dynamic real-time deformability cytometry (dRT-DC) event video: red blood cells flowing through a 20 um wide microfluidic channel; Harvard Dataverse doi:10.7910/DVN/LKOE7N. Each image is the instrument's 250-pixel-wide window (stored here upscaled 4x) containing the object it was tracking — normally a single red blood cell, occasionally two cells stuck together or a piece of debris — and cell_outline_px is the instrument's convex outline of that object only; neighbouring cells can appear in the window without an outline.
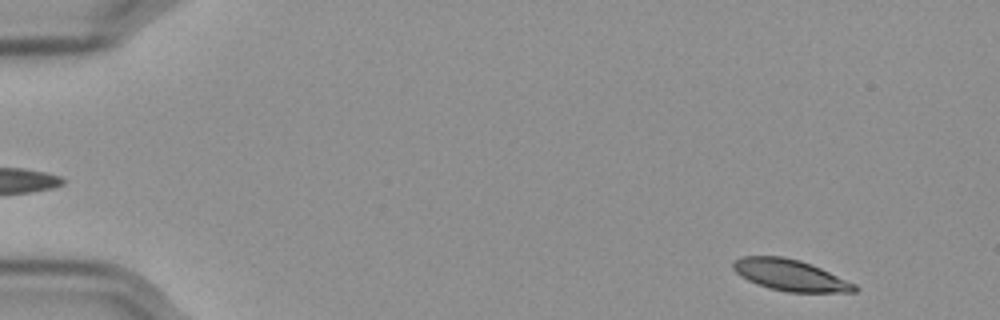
{"species": "Egyptian fruit bat (a non-hibernating species)", "species_latin": "Rousettus aegyptiacus", "temperature_condition": "cold", "stored_images_in_passage": 55, "camera_frame_rate_fps": 3000, "um_per_image_px": 0.085, "frame": {"image": 1, "passage_image": 3, "time_ms": 0.667, "image_size_px": [1000, 320], "cell_outline_px": [[860, 288], [856, 292], [788, 292], [768, 288], [756, 284], [740, 276], [732, 268], [732, 260], [744, 256], [784, 256], [800, 260], [812, 264], [856, 284]], "centroid_in_image_um": [67.16, 23.38], "position_along_channel_um": 17.8, "area_um2": 22.37}}
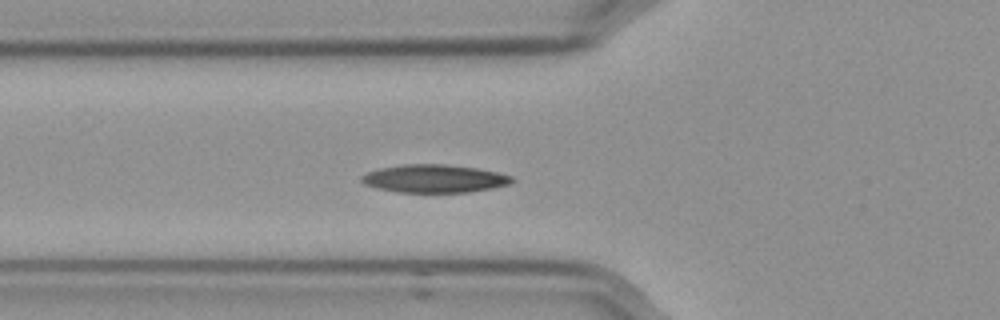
{"frame": {"image": 2, "passage_image": 19, "time_ms": 6.0, "image_size_px": [1000, 320], "cell_outline_px": [[516, 180], [508, 184], [492, 188], [468, 192], [396, 192], [376, 188], [364, 184], [360, 180], [360, 176], [368, 172], [380, 168], [400, 164], [444, 164], [476, 168], [496, 172], [512, 176]], "centroid_in_image_um": [36.88, 15.18], "position_along_channel_um": 88.9, "area_um2": 24.57}}
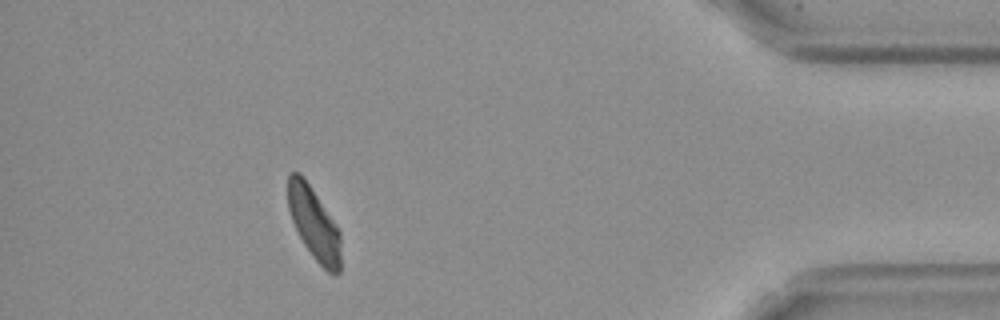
{"frame": {"image": 3, "passage_image": 50, "time_ms": 16.333, "image_size_px": [1000, 320], "cell_outline_px": [[340, 272], [336, 276], [332, 276], [312, 256], [304, 244], [292, 220], [288, 208], [288, 176], [292, 172], [300, 172], [336, 224], [340, 232]], "centroid_in_image_um": [26.7, 19.04], "position_along_channel_um": 408.5, "area_um2": 22.02}, "authors_computed_cell_mechanics": {"area_um2": 23.5246, "velocity_mm_per_s": 3.5398, "shape_relaxation_time_tau1_ms": 3.8627, "shape_relaxation_time_tau2_ms": null, "deformation_change_tau1": 0.1279, "deformation_change_tau2": null}}